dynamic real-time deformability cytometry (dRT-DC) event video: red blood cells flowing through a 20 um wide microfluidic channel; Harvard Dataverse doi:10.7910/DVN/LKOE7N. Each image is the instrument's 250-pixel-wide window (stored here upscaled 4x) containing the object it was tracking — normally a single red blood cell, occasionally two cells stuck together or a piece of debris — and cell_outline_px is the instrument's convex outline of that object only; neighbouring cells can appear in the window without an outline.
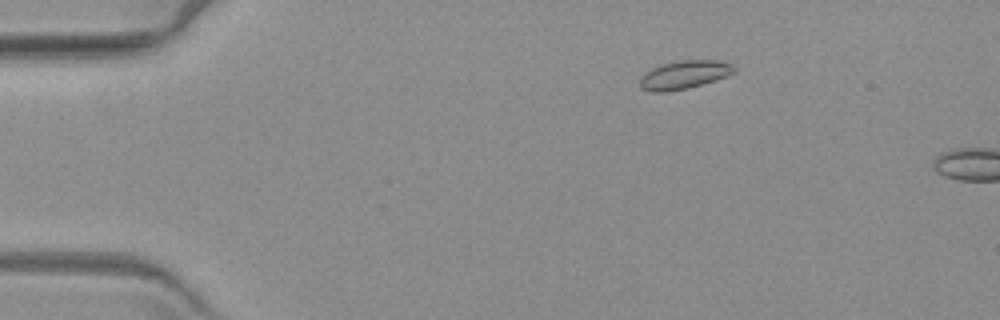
{"species": "common noctule bat (a hibernating species)", "species_latin": "Nyctalus noctula", "temperature_condition": "warm", "stored_images_in_passage": 5, "camera_frame_rate_fps": 3000, "um_per_image_px": 0.085, "animal": {"sex": "female", "body_mass_g": 19.3, "forearm_length_mm": 54.1}, "frame": {"image": 1, "passage_image": 3, "time_ms": 2.333, "image_size_px": [1000, 320], "cell_outline_px": [[736, 72], [728, 76], [716, 80], [688, 88], [668, 92], [652, 92], [640, 88], [640, 76], [644, 72], [660, 64], [680, 60], [716, 60], [732, 64], [736, 68]], "centroid_in_image_um": [58.15, 6.36], "position_along_channel_um": 26.9, "area_um2": 15.84}}